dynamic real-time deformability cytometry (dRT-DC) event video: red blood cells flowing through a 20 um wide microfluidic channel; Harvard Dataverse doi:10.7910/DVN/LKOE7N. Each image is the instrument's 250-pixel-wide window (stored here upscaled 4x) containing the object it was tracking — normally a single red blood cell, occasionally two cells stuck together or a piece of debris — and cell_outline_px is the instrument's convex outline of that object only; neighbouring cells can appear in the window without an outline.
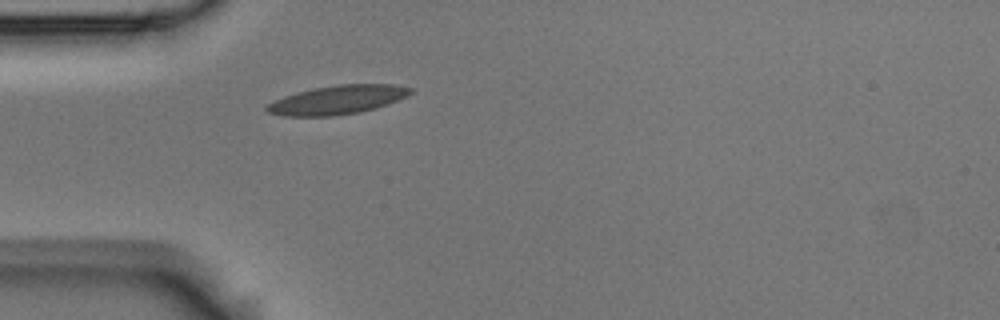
{"species": "Egyptian fruit bat (a non-hibernating species)", "species_latin": "Rousettus aegyptiacus", "temperature_condition": "room temperature", "stored_images_in_passage": 40, "camera_frame_rate_fps": 3000, "um_per_image_px": 0.085, "animal": {"sex": "male"}, "frame": {"image": 1, "passage_image": 1, "time_ms": 0.0, "image_size_px": [1000, 320], "cell_outline_px": [[412, 92], [408, 96], [376, 108], [360, 112], [332, 116], [284, 116], [268, 112], [264, 108], [268, 104], [284, 96], [296, 92], [312, 88], [340, 84], [396, 84], [412, 88]], "centroid_in_image_um": [28.7, 8.48], "position_along_channel_um": 56.3, "area_um2": 24.16}}
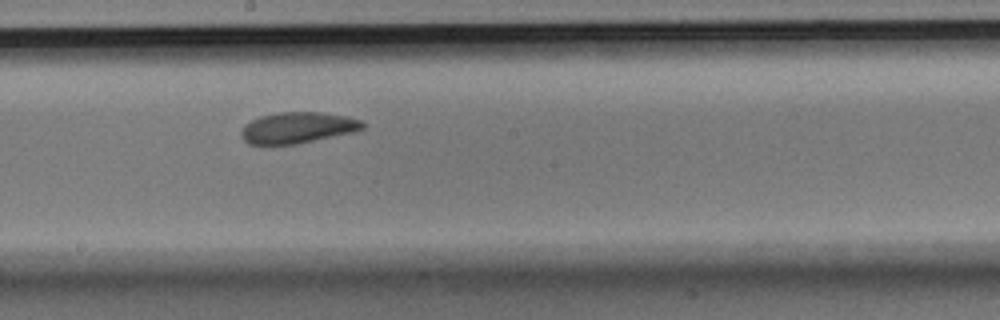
{"frame": {"image": 2, "passage_image": 15, "time_ms": 4.667, "image_size_px": [1000, 320], "cell_outline_px": [[364, 128], [352, 132], [296, 144], [248, 144], [240, 136], [240, 132], [244, 124], [260, 116], [276, 112], [320, 112], [348, 116], [364, 120]], "centroid_in_image_um": [25.29, 10.84], "position_along_channel_um": 222.9, "area_um2": 22.08}}
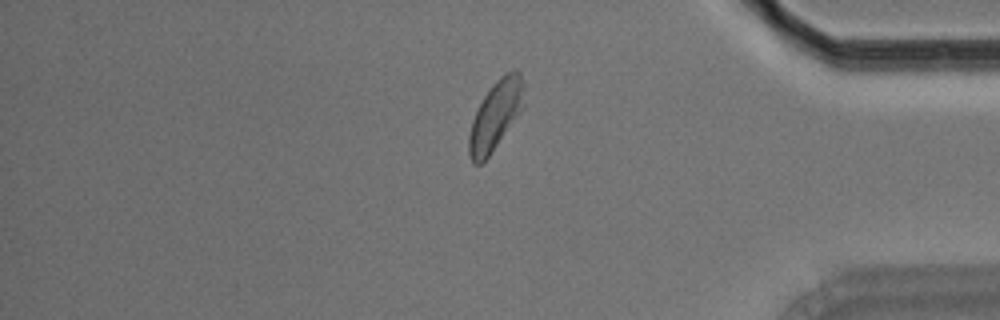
{"frame": {"image": 3, "passage_image": 31, "time_ms": 10.0, "image_size_px": [1000, 320], "cell_outline_px": [[524, 108], [488, 156], [480, 164], [472, 164], [468, 156], [468, 136], [472, 120], [484, 96], [492, 84], [500, 76], [512, 68], [516, 68], [520, 72], [524, 84]], "centroid_in_image_um": [42.14, 9.77], "position_along_channel_um": 393.1, "area_um2": 22.31}, "authors_computed_cell_mechanics": {"area_um2": 22.3397, "velocity_mm_per_s": 3.6673, "shape_relaxation_time_tau1_ms": 5.5409, "shape_relaxation_time_tau2_ms": 3.6311, "deformation_change_tau1": 0.1311, "deformation_change_tau2": 0.0852}}